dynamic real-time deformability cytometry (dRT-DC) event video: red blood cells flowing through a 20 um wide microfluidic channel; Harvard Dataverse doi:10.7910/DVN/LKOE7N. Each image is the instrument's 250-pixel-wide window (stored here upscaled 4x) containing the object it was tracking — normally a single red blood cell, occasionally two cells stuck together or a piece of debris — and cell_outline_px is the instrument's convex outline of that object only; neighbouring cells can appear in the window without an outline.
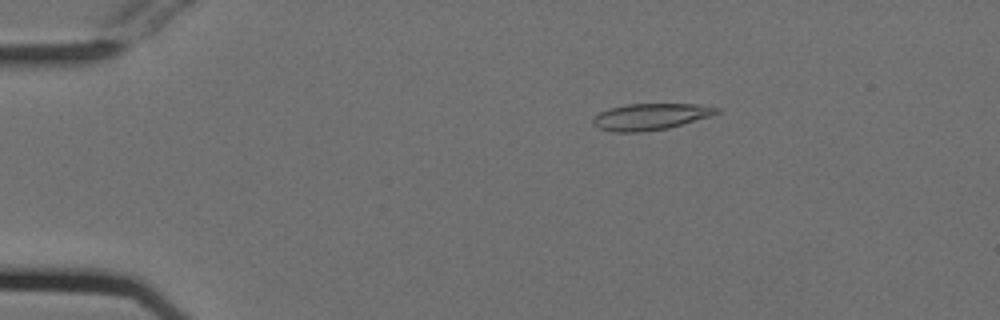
{"species": "Egyptian fruit bat (a non-hibernating species)", "species_latin": "Rousettus aegyptiacus", "temperature_condition": "cold", "stored_images_in_passage": 54, "camera_frame_rate_fps": 3000, "um_per_image_px": 0.085, "animal": {"sex": "female"}, "frame": {"image": 1, "passage_image": 10, "time_ms": 3.0, "image_size_px": [1000, 320], "cell_outline_px": [[720, 112], [712, 116], [668, 128], [640, 132], [612, 132], [600, 128], [592, 124], [592, 120], [600, 112], [612, 108], [628, 104], [696, 104], [720, 108]], "centroid_in_image_um": [55.32, 9.92], "position_along_channel_um": 29.7, "area_um2": 18.96}}
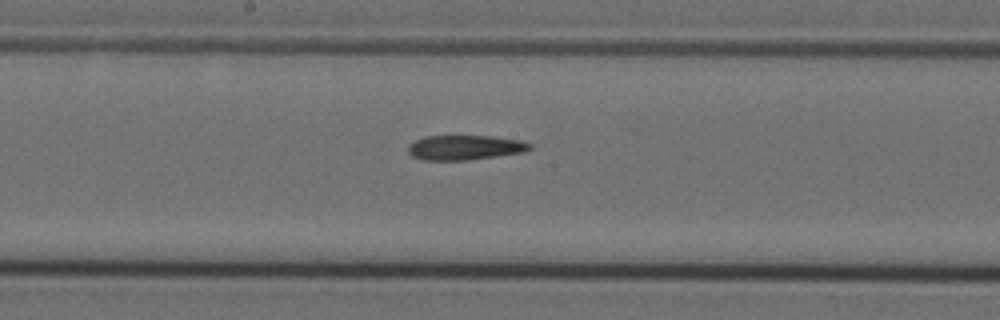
{"frame": {"image": 2, "passage_image": 29, "time_ms": 9.333, "image_size_px": [1000, 320], "cell_outline_px": [[532, 148], [524, 152], [468, 160], [420, 160], [412, 156], [408, 152], [408, 144], [424, 136], [492, 136], [520, 140], [532, 144]], "centroid_in_image_um": [39.5, 12.54], "position_along_channel_um": 208.7, "area_um2": 17.63}}
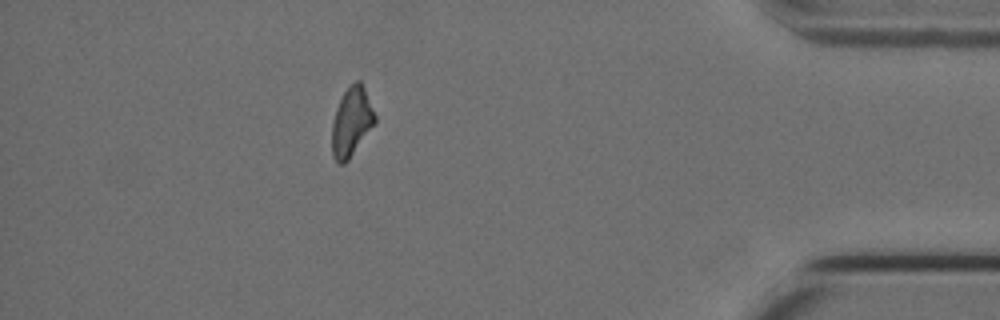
{"frame": {"image": 3, "passage_image": 48, "time_ms": 15.667, "image_size_px": [1000, 320], "cell_outline_px": [[376, 120], [348, 160], [344, 164], [336, 164], [332, 156], [332, 124], [336, 108], [344, 92], [356, 80], [360, 80], [364, 88], [376, 116]], "centroid_in_image_um": [29.85, 10.38], "position_along_channel_um": 405.4, "area_um2": 16.94}, "authors_computed_cell_mechanics": {"area_um2": 18.5827, "velocity_mm_per_s": 3.7819, "shape_relaxation_time_tau1_ms": null, "shape_relaxation_time_tau2_ms": 6.6381, "deformation_change_tau1": null, "deformation_change_tau2": 0.1507}}